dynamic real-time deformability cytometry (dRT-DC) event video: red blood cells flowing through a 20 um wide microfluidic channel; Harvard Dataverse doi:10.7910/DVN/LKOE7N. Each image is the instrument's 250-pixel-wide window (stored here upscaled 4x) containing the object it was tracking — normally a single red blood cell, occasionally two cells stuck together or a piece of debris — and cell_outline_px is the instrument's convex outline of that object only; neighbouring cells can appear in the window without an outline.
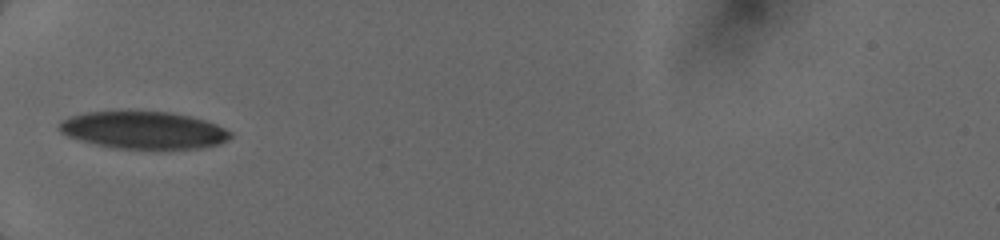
{"species": "human", "species_latin": "Homo sapiens", "temperature_condition": "cold", "stored_images_in_passage": 33, "camera_frame_rate_fps": 3000, "um_per_image_px": 0.085, "donor": {"sex": "female"}, "frame": {"image": 1, "passage_image": 1, "time_ms": 0.0, "image_size_px": [1000, 240], "cell_outline_px": [[232, 136], [228, 140], [220, 144], [200, 148], [116, 148], [96, 144], [80, 140], [68, 136], [60, 132], [60, 124], [68, 116], [84, 112], [172, 112], [192, 116], [216, 124], [232, 132]], "centroid_in_image_um": [12.24, 11.06], "position_along_channel_um": 72.8, "area_um2": 36.93}}
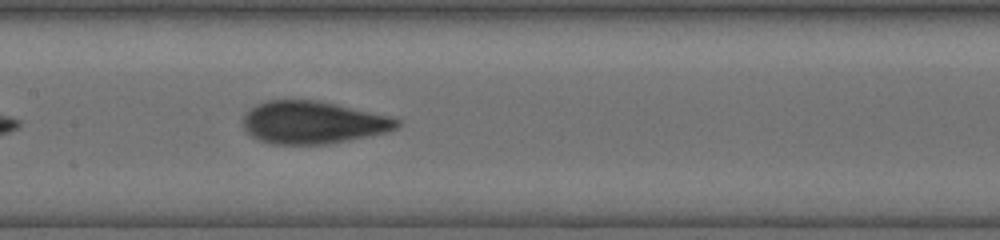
{"frame": {"image": 2, "passage_image": 11, "time_ms": 2.667, "image_size_px": [1000, 240], "cell_outline_px": [[400, 124], [396, 128], [388, 132], [328, 144], [272, 144], [260, 140], [244, 132], [244, 112], [256, 104], [268, 100], [316, 100], [336, 104], [392, 116], [400, 120]], "centroid_in_image_um": [26.59, 10.41], "position_along_channel_um": 180.8, "area_um2": 38.32}}
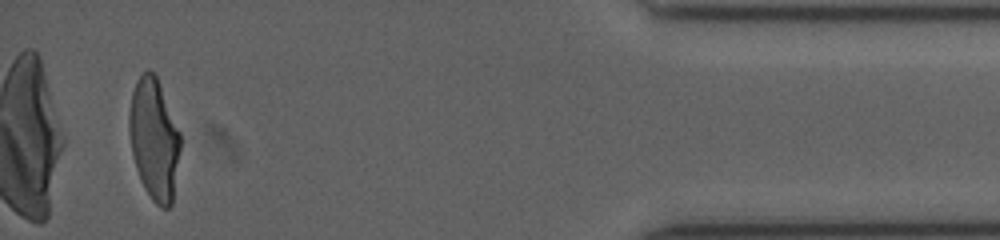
{"frame": {"image": 3, "passage_image": 31, "time_ms": 9.667, "image_size_px": [1000, 240], "cell_outline_px": [[180, 148], [172, 204], [168, 208], [160, 208], [152, 200], [144, 188], [136, 168], [132, 152], [128, 128], [128, 116], [132, 92], [136, 80], [140, 72], [148, 68], [156, 76], [180, 132]], "centroid_in_image_um": [13.08, 11.81], "position_along_channel_um": 422.1, "area_um2": 36.18}}